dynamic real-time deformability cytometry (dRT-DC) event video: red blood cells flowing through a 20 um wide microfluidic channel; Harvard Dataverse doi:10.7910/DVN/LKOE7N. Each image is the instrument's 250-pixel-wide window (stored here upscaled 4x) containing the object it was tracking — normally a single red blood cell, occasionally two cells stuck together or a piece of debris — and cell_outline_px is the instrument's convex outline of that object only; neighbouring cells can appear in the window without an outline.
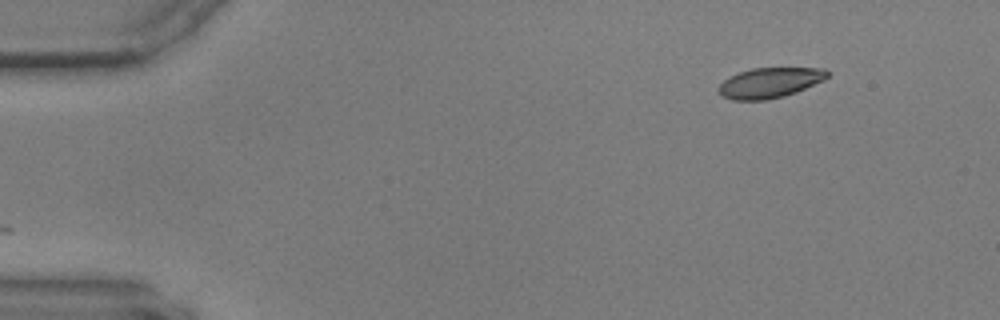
{"species": "common noctule bat (a hibernating species)", "species_latin": "Nyctalus noctula", "temperature_condition": "warm", "stored_images_in_passage": 8, "camera_frame_rate_fps": 3000, "um_per_image_px": 0.085, "animal": {"sex": "male", "body_mass_g": 17.9, "forearm_length_mm": 54.2}, "frame": {"image": 1, "passage_image": 1, "time_ms": 0.0, "image_size_px": [1000, 320], "cell_outline_px": [[828, 76], [824, 80], [796, 92], [784, 96], [764, 100], [732, 100], [720, 96], [716, 92], [716, 88], [724, 80], [740, 72], [752, 68], [824, 68], [828, 72]], "centroid_in_image_um": [65.39, 7.04], "position_along_channel_um": 19.6, "area_um2": 19.19}}